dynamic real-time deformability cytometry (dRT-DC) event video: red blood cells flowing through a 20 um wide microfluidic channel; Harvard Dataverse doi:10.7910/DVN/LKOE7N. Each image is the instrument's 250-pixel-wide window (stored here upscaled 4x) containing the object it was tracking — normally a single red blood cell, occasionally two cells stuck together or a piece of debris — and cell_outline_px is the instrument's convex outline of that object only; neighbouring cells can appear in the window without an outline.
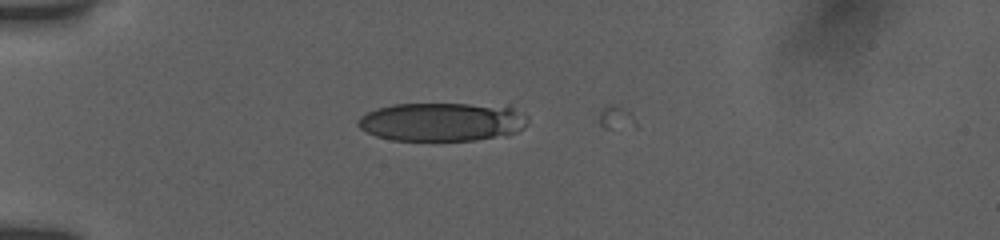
{"species": "human", "species_latin": "Homo sapiens", "temperature_condition": "room temperature", "stored_images_in_passage": 7, "camera_frame_rate_fps": 3000, "um_per_image_px": 0.085, "donor": {"sex": "female"}, "frame": {"image": 1, "passage_image": 6, "time_ms": 1.667, "image_size_px": [1000, 240], "cell_outline_px": [[528, 124], [524, 128], [508, 136], [476, 140], [392, 140], [376, 136], [360, 128], [356, 124], [356, 120], [360, 116], [376, 108], [392, 104], [508, 104], [528, 116]], "centroid_in_image_um": [37.65, 10.34], "position_along_channel_um": 47.3, "area_um2": 38.96}}